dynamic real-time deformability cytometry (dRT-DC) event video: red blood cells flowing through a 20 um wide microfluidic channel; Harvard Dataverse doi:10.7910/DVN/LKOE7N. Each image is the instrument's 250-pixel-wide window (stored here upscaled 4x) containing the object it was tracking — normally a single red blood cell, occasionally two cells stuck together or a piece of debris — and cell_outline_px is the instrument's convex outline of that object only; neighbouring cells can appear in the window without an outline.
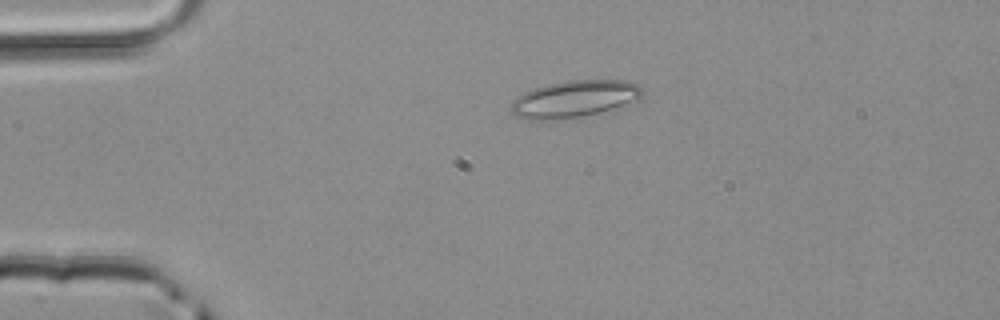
{"species": "common noctule bat (a hibernating species)", "species_latin": "Nyctalus noctula", "temperature_condition": "room temperature", "stored_images_in_passage": 41, "camera_frame_rate_fps": 3000, "um_per_image_px": 0.085, "animal": {"sex": "male", "body_mass_g": 20.4}, "frame": {"image": 1, "passage_image": 3, "time_ms": 0.667, "image_size_px": [1000, 320], "cell_outline_px": [[644, 92], [636, 100], [600, 112], [580, 116], [544, 120], [532, 120], [516, 116], [512, 112], [512, 100], [516, 96], [524, 92], [548, 84], [568, 80], [624, 80], [640, 84]], "centroid_in_image_um": [48.82, 8.39], "position_along_channel_um": 36.2, "area_um2": 27.86}}
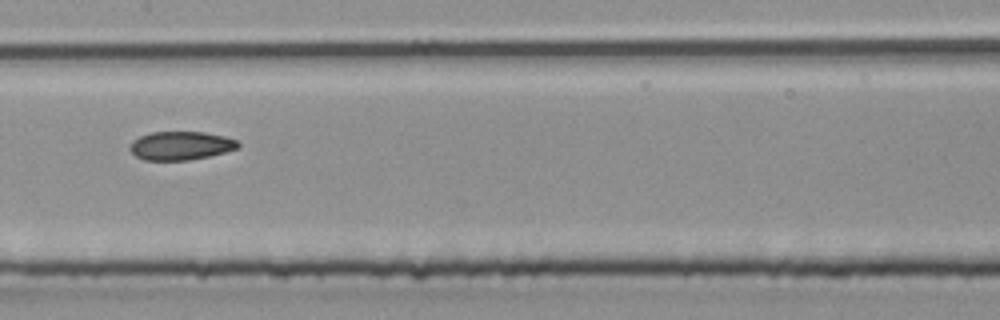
{"frame": {"image": 2, "passage_image": 17, "time_ms": 5.333, "image_size_px": [1000, 320], "cell_outline_px": [[240, 148], [208, 156], [188, 160], [144, 160], [136, 156], [128, 148], [128, 144], [132, 140], [140, 136], [152, 132], [204, 132], [224, 136], [236, 140], [240, 144]], "centroid_in_image_um": [15.34, 12.38], "position_along_channel_um": 192.1, "area_um2": 18.03}}
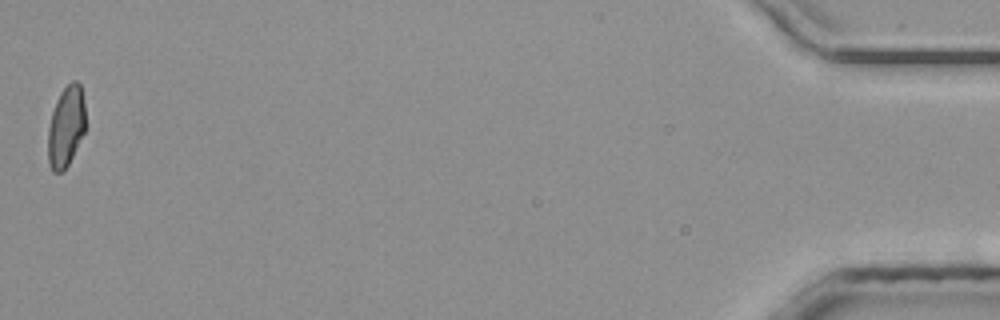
{"frame": {"image": 3, "passage_image": 41, "time_ms": 13.333, "image_size_px": [1000, 320], "cell_outline_px": [[84, 132], [68, 164], [60, 172], [52, 172], [48, 160], [48, 128], [52, 112], [56, 100], [60, 92], [72, 80], [76, 80], [80, 84], [84, 100]], "centroid_in_image_um": [5.59, 10.73], "position_along_channel_um": 429.6, "area_um2": 17.46}}